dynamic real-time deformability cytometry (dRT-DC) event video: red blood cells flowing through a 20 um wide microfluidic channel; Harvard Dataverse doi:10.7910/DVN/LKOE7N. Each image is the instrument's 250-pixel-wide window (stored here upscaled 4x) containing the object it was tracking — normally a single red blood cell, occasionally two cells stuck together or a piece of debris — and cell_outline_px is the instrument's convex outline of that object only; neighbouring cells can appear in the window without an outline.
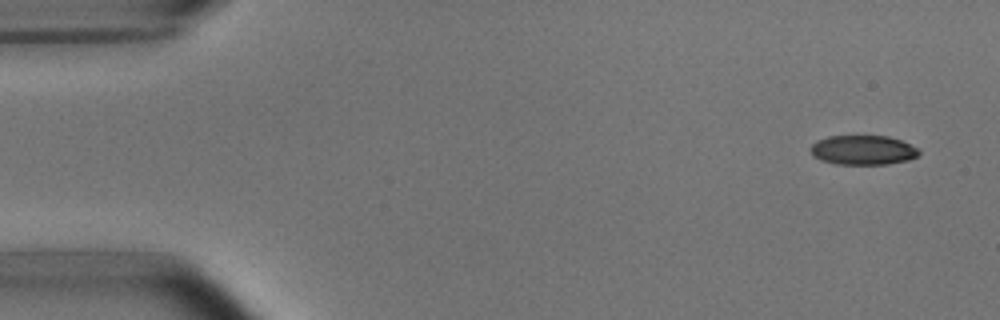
{"species": "common noctule bat (a hibernating species)", "species_latin": "Nyctalus noctula", "temperature_condition": "room temperature", "stored_images_in_passage": 7, "camera_frame_rate_fps": 3000, "um_per_image_px": 0.085, "animal": {"sex": "male", "body_mass_g": 15.6}, "frame": {"image": 1, "passage_image": 1, "time_ms": 0.0, "image_size_px": [1000, 320], "cell_outline_px": [[920, 152], [916, 156], [908, 160], [888, 164], [836, 164], [820, 160], [812, 156], [808, 148], [816, 140], [828, 136], [888, 136], [900, 140], [916, 148]], "centroid_in_image_um": [73.28, 12.76], "position_along_channel_um": 11.7, "area_um2": 18.67}}
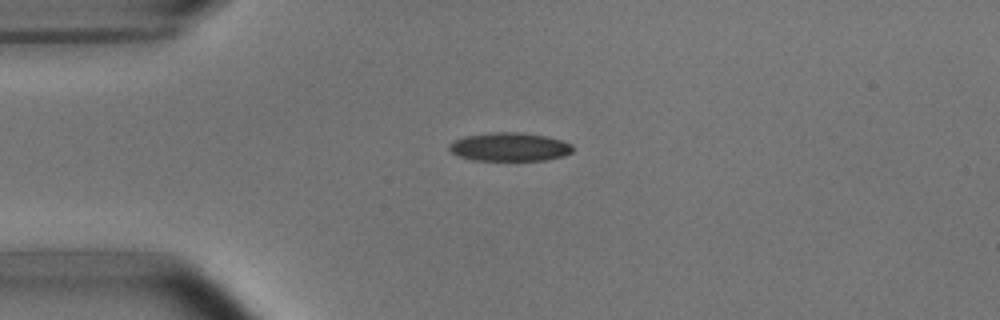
{"frame": {"image": 2, "passage_image": 4, "time_ms": 3.333, "image_size_px": [1000, 320], "cell_outline_px": [[572, 152], [564, 156], [544, 160], [472, 160], [460, 156], [452, 152], [448, 148], [448, 144], [464, 136], [492, 132], [520, 132], [544, 136], [560, 140], [572, 144]], "centroid_in_image_um": [43.3, 12.48], "position_along_channel_um": 41.7, "area_um2": 20.4}}
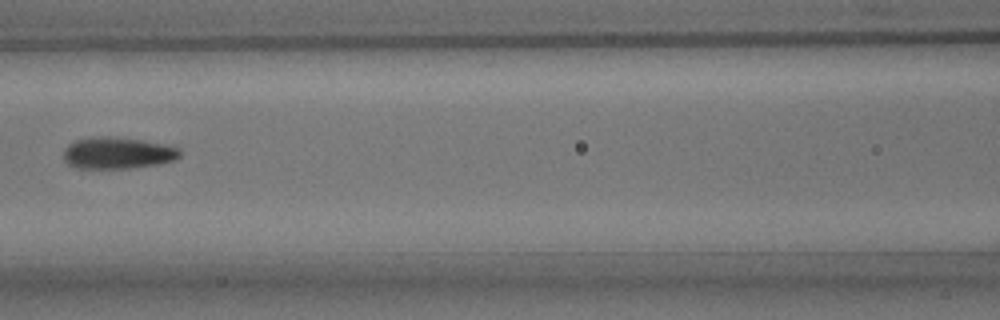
{"frame": {"image": 3, "passage_image": 7, "time_ms": 7.0, "image_size_px": [1000, 320], "cell_outline_px": [[180, 156], [176, 160], [160, 164], [128, 168], [76, 168], [68, 164], [64, 160], [64, 148], [68, 144], [76, 140], [92, 136], [108, 136], [140, 140], [164, 144], [180, 148]], "centroid_in_image_um": [9.99, 13.0], "position_along_channel_um": 156.6, "area_um2": 21.56}}